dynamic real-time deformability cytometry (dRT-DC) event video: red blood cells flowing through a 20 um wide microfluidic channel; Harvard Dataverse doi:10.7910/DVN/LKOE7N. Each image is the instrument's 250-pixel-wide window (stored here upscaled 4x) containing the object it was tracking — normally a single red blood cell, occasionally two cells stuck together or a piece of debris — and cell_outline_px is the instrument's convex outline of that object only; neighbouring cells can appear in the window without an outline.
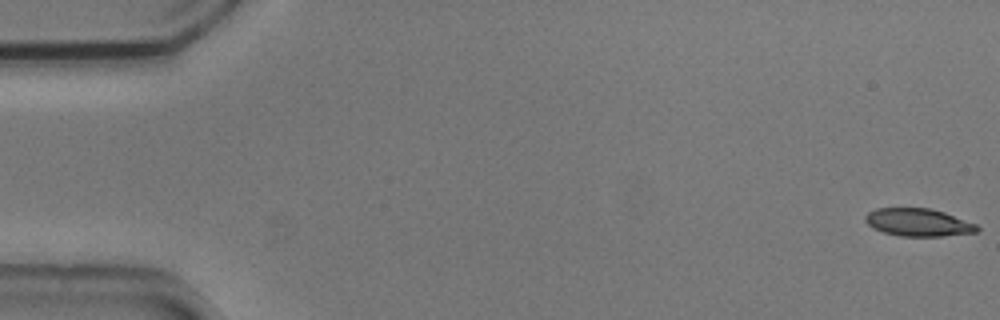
{"species": "common noctule bat (a hibernating species)", "species_latin": "Nyctalus noctula", "temperature_condition": "cold", "stored_images_in_passage": 54, "camera_frame_rate_fps": 3000, "um_per_image_px": 0.085, "animal": {"sex": "male", "body_mass_g": 20.5, "forearm_length_mm": 52.5}, "frame": {"image": 1, "passage_image": 1, "time_ms": 0.0, "image_size_px": [1000, 320], "cell_outline_px": [[980, 228], [976, 232], [940, 236], [900, 236], [884, 232], [872, 228], [864, 220], [864, 216], [868, 212], [876, 208], [932, 208], [944, 212], [976, 224]], "centroid_in_image_um": [78.02, 18.89], "position_along_channel_um": 7.0, "area_um2": 18.03}}
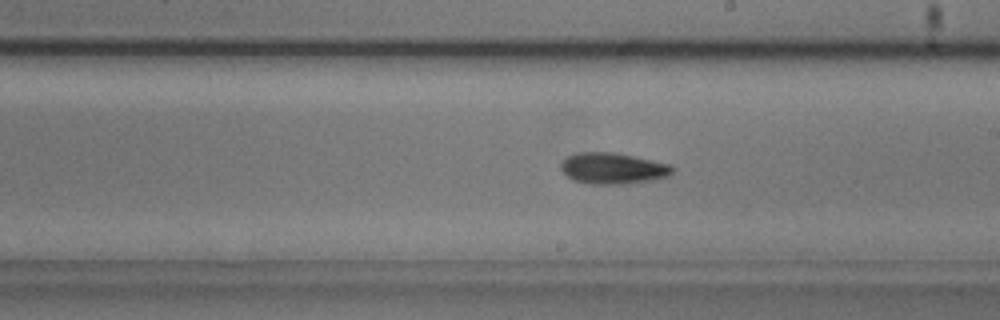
{"frame": {"image": 2, "passage_image": 31, "time_ms": 10.0, "image_size_px": [1000, 320], "cell_outline_px": [[676, 168], [668, 176], [648, 180], [620, 184], [588, 184], [572, 180], [560, 168], [560, 164], [568, 156], [576, 152], [612, 152], [652, 160], [668, 164]], "centroid_in_image_um": [52.05, 14.31], "position_along_channel_um": 236.9, "area_um2": 20.06}}
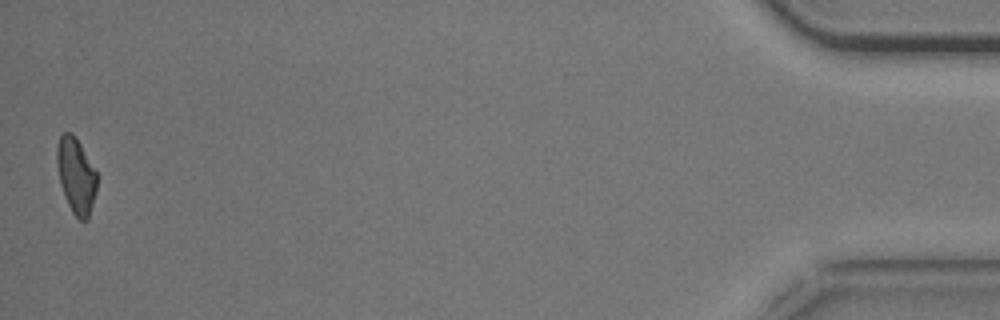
{"frame": {"image": 3, "passage_image": 54, "time_ms": 17.667, "image_size_px": [1000, 320], "cell_outline_px": [[96, 192], [88, 220], [80, 220], [72, 212], [64, 196], [60, 184], [56, 160], [56, 148], [60, 136], [64, 132], [72, 132], [80, 144], [96, 172]], "centroid_in_image_um": [6.45, 14.93], "position_along_channel_um": 428.8, "area_um2": 17.51}, "authors_computed_cell_mechanics": {"area_um2": 18.7561, "velocity_mm_per_s": 3.7248, "shape_relaxation_time_tau1_ms": 2.6556, "shape_relaxation_time_tau2_ms": 6.381, "deformation_change_tau1": 0.1248, "deformation_change_tau2": 0.1547}}